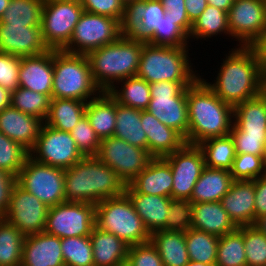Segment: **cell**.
Instances as JSON below:
<instances>
[{"label": "cell", "mask_w": 266, "mask_h": 266, "mask_svg": "<svg viewBox=\"0 0 266 266\" xmlns=\"http://www.w3.org/2000/svg\"><path fill=\"white\" fill-rule=\"evenodd\" d=\"M227 16L231 37L238 46H257L263 40L264 0H234Z\"/></svg>", "instance_id": "cell-15"}, {"label": "cell", "mask_w": 266, "mask_h": 266, "mask_svg": "<svg viewBox=\"0 0 266 266\" xmlns=\"http://www.w3.org/2000/svg\"><path fill=\"white\" fill-rule=\"evenodd\" d=\"M124 32L126 28L117 19L84 11L69 43L62 50L87 55L93 50L114 43Z\"/></svg>", "instance_id": "cell-9"}, {"label": "cell", "mask_w": 266, "mask_h": 266, "mask_svg": "<svg viewBox=\"0 0 266 266\" xmlns=\"http://www.w3.org/2000/svg\"><path fill=\"white\" fill-rule=\"evenodd\" d=\"M41 26L11 25L0 21V52L26 57L48 51Z\"/></svg>", "instance_id": "cell-18"}, {"label": "cell", "mask_w": 266, "mask_h": 266, "mask_svg": "<svg viewBox=\"0 0 266 266\" xmlns=\"http://www.w3.org/2000/svg\"><path fill=\"white\" fill-rule=\"evenodd\" d=\"M21 266H65L61 239L45 231L25 236Z\"/></svg>", "instance_id": "cell-21"}, {"label": "cell", "mask_w": 266, "mask_h": 266, "mask_svg": "<svg viewBox=\"0 0 266 266\" xmlns=\"http://www.w3.org/2000/svg\"><path fill=\"white\" fill-rule=\"evenodd\" d=\"M188 19L193 23L206 9V0H184Z\"/></svg>", "instance_id": "cell-57"}, {"label": "cell", "mask_w": 266, "mask_h": 266, "mask_svg": "<svg viewBox=\"0 0 266 266\" xmlns=\"http://www.w3.org/2000/svg\"><path fill=\"white\" fill-rule=\"evenodd\" d=\"M17 184V177L4 169H0V219H5L8 212L11 193Z\"/></svg>", "instance_id": "cell-55"}, {"label": "cell", "mask_w": 266, "mask_h": 266, "mask_svg": "<svg viewBox=\"0 0 266 266\" xmlns=\"http://www.w3.org/2000/svg\"><path fill=\"white\" fill-rule=\"evenodd\" d=\"M189 36L177 25L167 13L161 19L158 27L145 40L146 43L156 46L190 47Z\"/></svg>", "instance_id": "cell-43"}, {"label": "cell", "mask_w": 266, "mask_h": 266, "mask_svg": "<svg viewBox=\"0 0 266 266\" xmlns=\"http://www.w3.org/2000/svg\"><path fill=\"white\" fill-rule=\"evenodd\" d=\"M51 98L23 87L11 93V106L21 112L45 121L49 112Z\"/></svg>", "instance_id": "cell-42"}, {"label": "cell", "mask_w": 266, "mask_h": 266, "mask_svg": "<svg viewBox=\"0 0 266 266\" xmlns=\"http://www.w3.org/2000/svg\"><path fill=\"white\" fill-rule=\"evenodd\" d=\"M185 241L190 261L216 263L219 237L191 228L185 232Z\"/></svg>", "instance_id": "cell-38"}, {"label": "cell", "mask_w": 266, "mask_h": 266, "mask_svg": "<svg viewBox=\"0 0 266 266\" xmlns=\"http://www.w3.org/2000/svg\"><path fill=\"white\" fill-rule=\"evenodd\" d=\"M142 0H121L125 7L130 11L135 5L139 4Z\"/></svg>", "instance_id": "cell-62"}, {"label": "cell", "mask_w": 266, "mask_h": 266, "mask_svg": "<svg viewBox=\"0 0 266 266\" xmlns=\"http://www.w3.org/2000/svg\"><path fill=\"white\" fill-rule=\"evenodd\" d=\"M204 156L205 166L209 168H232L236 156L233 139L230 135L209 138L198 144Z\"/></svg>", "instance_id": "cell-37"}, {"label": "cell", "mask_w": 266, "mask_h": 266, "mask_svg": "<svg viewBox=\"0 0 266 266\" xmlns=\"http://www.w3.org/2000/svg\"><path fill=\"white\" fill-rule=\"evenodd\" d=\"M95 204L64 202L48 208L45 232L61 238L90 236Z\"/></svg>", "instance_id": "cell-13"}, {"label": "cell", "mask_w": 266, "mask_h": 266, "mask_svg": "<svg viewBox=\"0 0 266 266\" xmlns=\"http://www.w3.org/2000/svg\"><path fill=\"white\" fill-rule=\"evenodd\" d=\"M191 228L222 237L236 230L238 226L229 217L219 201L192 203Z\"/></svg>", "instance_id": "cell-26"}, {"label": "cell", "mask_w": 266, "mask_h": 266, "mask_svg": "<svg viewBox=\"0 0 266 266\" xmlns=\"http://www.w3.org/2000/svg\"><path fill=\"white\" fill-rule=\"evenodd\" d=\"M201 77L187 88L189 131L185 141L190 145L229 135L234 122V108L223 102Z\"/></svg>", "instance_id": "cell-2"}, {"label": "cell", "mask_w": 266, "mask_h": 266, "mask_svg": "<svg viewBox=\"0 0 266 266\" xmlns=\"http://www.w3.org/2000/svg\"><path fill=\"white\" fill-rule=\"evenodd\" d=\"M53 75V49L40 55L21 57L19 87L52 98Z\"/></svg>", "instance_id": "cell-19"}, {"label": "cell", "mask_w": 266, "mask_h": 266, "mask_svg": "<svg viewBox=\"0 0 266 266\" xmlns=\"http://www.w3.org/2000/svg\"><path fill=\"white\" fill-rule=\"evenodd\" d=\"M10 0H0V19L3 13L6 11V8L9 5Z\"/></svg>", "instance_id": "cell-63"}, {"label": "cell", "mask_w": 266, "mask_h": 266, "mask_svg": "<svg viewBox=\"0 0 266 266\" xmlns=\"http://www.w3.org/2000/svg\"><path fill=\"white\" fill-rule=\"evenodd\" d=\"M222 33L231 37L227 12L207 5L203 13L192 23L189 39L202 40L204 38L206 40L214 35L215 37L220 36Z\"/></svg>", "instance_id": "cell-36"}, {"label": "cell", "mask_w": 266, "mask_h": 266, "mask_svg": "<svg viewBox=\"0 0 266 266\" xmlns=\"http://www.w3.org/2000/svg\"><path fill=\"white\" fill-rule=\"evenodd\" d=\"M48 208L35 195L16 184L5 220L18 228L24 236L41 233L46 227Z\"/></svg>", "instance_id": "cell-17"}, {"label": "cell", "mask_w": 266, "mask_h": 266, "mask_svg": "<svg viewBox=\"0 0 266 266\" xmlns=\"http://www.w3.org/2000/svg\"><path fill=\"white\" fill-rule=\"evenodd\" d=\"M265 1V16H264V30H263V38L266 36V0Z\"/></svg>", "instance_id": "cell-65"}, {"label": "cell", "mask_w": 266, "mask_h": 266, "mask_svg": "<svg viewBox=\"0 0 266 266\" xmlns=\"http://www.w3.org/2000/svg\"><path fill=\"white\" fill-rule=\"evenodd\" d=\"M254 226H256L266 236V215L257 218Z\"/></svg>", "instance_id": "cell-61"}, {"label": "cell", "mask_w": 266, "mask_h": 266, "mask_svg": "<svg viewBox=\"0 0 266 266\" xmlns=\"http://www.w3.org/2000/svg\"><path fill=\"white\" fill-rule=\"evenodd\" d=\"M84 11L117 19L125 28L129 21V10L121 0H80Z\"/></svg>", "instance_id": "cell-51"}, {"label": "cell", "mask_w": 266, "mask_h": 266, "mask_svg": "<svg viewBox=\"0 0 266 266\" xmlns=\"http://www.w3.org/2000/svg\"><path fill=\"white\" fill-rule=\"evenodd\" d=\"M65 266H94L90 236L61 238Z\"/></svg>", "instance_id": "cell-44"}, {"label": "cell", "mask_w": 266, "mask_h": 266, "mask_svg": "<svg viewBox=\"0 0 266 266\" xmlns=\"http://www.w3.org/2000/svg\"><path fill=\"white\" fill-rule=\"evenodd\" d=\"M257 48H258L259 53L261 55V60H262V64H263L264 70H266V36L257 45Z\"/></svg>", "instance_id": "cell-60"}, {"label": "cell", "mask_w": 266, "mask_h": 266, "mask_svg": "<svg viewBox=\"0 0 266 266\" xmlns=\"http://www.w3.org/2000/svg\"><path fill=\"white\" fill-rule=\"evenodd\" d=\"M166 10L160 0H142L129 11L126 32L131 36L146 40L158 27Z\"/></svg>", "instance_id": "cell-29"}, {"label": "cell", "mask_w": 266, "mask_h": 266, "mask_svg": "<svg viewBox=\"0 0 266 266\" xmlns=\"http://www.w3.org/2000/svg\"><path fill=\"white\" fill-rule=\"evenodd\" d=\"M228 52L214 83L201 79L223 102L234 108L265 90V70L257 46L237 45Z\"/></svg>", "instance_id": "cell-1"}, {"label": "cell", "mask_w": 266, "mask_h": 266, "mask_svg": "<svg viewBox=\"0 0 266 266\" xmlns=\"http://www.w3.org/2000/svg\"><path fill=\"white\" fill-rule=\"evenodd\" d=\"M85 115L99 139L112 137L116 125V100L106 91L89 100Z\"/></svg>", "instance_id": "cell-30"}, {"label": "cell", "mask_w": 266, "mask_h": 266, "mask_svg": "<svg viewBox=\"0 0 266 266\" xmlns=\"http://www.w3.org/2000/svg\"><path fill=\"white\" fill-rule=\"evenodd\" d=\"M217 266H247L243 226L219 237L216 254Z\"/></svg>", "instance_id": "cell-41"}, {"label": "cell", "mask_w": 266, "mask_h": 266, "mask_svg": "<svg viewBox=\"0 0 266 266\" xmlns=\"http://www.w3.org/2000/svg\"><path fill=\"white\" fill-rule=\"evenodd\" d=\"M21 57L0 52V85L10 93L19 87Z\"/></svg>", "instance_id": "cell-52"}, {"label": "cell", "mask_w": 266, "mask_h": 266, "mask_svg": "<svg viewBox=\"0 0 266 266\" xmlns=\"http://www.w3.org/2000/svg\"><path fill=\"white\" fill-rule=\"evenodd\" d=\"M141 112L142 110L116 102V125L113 136L147 150V137L141 124Z\"/></svg>", "instance_id": "cell-34"}, {"label": "cell", "mask_w": 266, "mask_h": 266, "mask_svg": "<svg viewBox=\"0 0 266 266\" xmlns=\"http://www.w3.org/2000/svg\"><path fill=\"white\" fill-rule=\"evenodd\" d=\"M265 91H266V70H265Z\"/></svg>", "instance_id": "cell-67"}, {"label": "cell", "mask_w": 266, "mask_h": 266, "mask_svg": "<svg viewBox=\"0 0 266 266\" xmlns=\"http://www.w3.org/2000/svg\"><path fill=\"white\" fill-rule=\"evenodd\" d=\"M186 266H217V265H216V263L204 264V263H200V262L189 261V263Z\"/></svg>", "instance_id": "cell-64"}, {"label": "cell", "mask_w": 266, "mask_h": 266, "mask_svg": "<svg viewBox=\"0 0 266 266\" xmlns=\"http://www.w3.org/2000/svg\"><path fill=\"white\" fill-rule=\"evenodd\" d=\"M234 123L245 133L266 134V91L234 107Z\"/></svg>", "instance_id": "cell-33"}, {"label": "cell", "mask_w": 266, "mask_h": 266, "mask_svg": "<svg viewBox=\"0 0 266 266\" xmlns=\"http://www.w3.org/2000/svg\"><path fill=\"white\" fill-rule=\"evenodd\" d=\"M229 135L236 154L266 156V134L245 133L233 122Z\"/></svg>", "instance_id": "cell-48"}, {"label": "cell", "mask_w": 266, "mask_h": 266, "mask_svg": "<svg viewBox=\"0 0 266 266\" xmlns=\"http://www.w3.org/2000/svg\"><path fill=\"white\" fill-rule=\"evenodd\" d=\"M83 12L80 0H44L41 33L48 49L62 50L69 43Z\"/></svg>", "instance_id": "cell-10"}, {"label": "cell", "mask_w": 266, "mask_h": 266, "mask_svg": "<svg viewBox=\"0 0 266 266\" xmlns=\"http://www.w3.org/2000/svg\"><path fill=\"white\" fill-rule=\"evenodd\" d=\"M254 180H234L229 191L221 199L223 209L239 227L255 223Z\"/></svg>", "instance_id": "cell-22"}, {"label": "cell", "mask_w": 266, "mask_h": 266, "mask_svg": "<svg viewBox=\"0 0 266 266\" xmlns=\"http://www.w3.org/2000/svg\"><path fill=\"white\" fill-rule=\"evenodd\" d=\"M188 49L156 46L143 40L137 76L149 84L160 81L195 82L200 74L194 71Z\"/></svg>", "instance_id": "cell-5"}, {"label": "cell", "mask_w": 266, "mask_h": 266, "mask_svg": "<svg viewBox=\"0 0 266 266\" xmlns=\"http://www.w3.org/2000/svg\"><path fill=\"white\" fill-rule=\"evenodd\" d=\"M44 0H10L0 21L11 25L41 26Z\"/></svg>", "instance_id": "cell-39"}, {"label": "cell", "mask_w": 266, "mask_h": 266, "mask_svg": "<svg viewBox=\"0 0 266 266\" xmlns=\"http://www.w3.org/2000/svg\"><path fill=\"white\" fill-rule=\"evenodd\" d=\"M207 4L214 6L222 11L228 12L234 2V0H206Z\"/></svg>", "instance_id": "cell-58"}, {"label": "cell", "mask_w": 266, "mask_h": 266, "mask_svg": "<svg viewBox=\"0 0 266 266\" xmlns=\"http://www.w3.org/2000/svg\"><path fill=\"white\" fill-rule=\"evenodd\" d=\"M166 13L177 21V25L189 36L192 23L188 19L184 0H160Z\"/></svg>", "instance_id": "cell-54"}, {"label": "cell", "mask_w": 266, "mask_h": 266, "mask_svg": "<svg viewBox=\"0 0 266 266\" xmlns=\"http://www.w3.org/2000/svg\"><path fill=\"white\" fill-rule=\"evenodd\" d=\"M126 185L116 172L96 156H84L71 168L64 169L66 202L97 204L125 193Z\"/></svg>", "instance_id": "cell-3"}, {"label": "cell", "mask_w": 266, "mask_h": 266, "mask_svg": "<svg viewBox=\"0 0 266 266\" xmlns=\"http://www.w3.org/2000/svg\"><path fill=\"white\" fill-rule=\"evenodd\" d=\"M163 158L172 170V198L190 200L194 185L205 167L202 150L198 145L185 144L181 149Z\"/></svg>", "instance_id": "cell-16"}, {"label": "cell", "mask_w": 266, "mask_h": 266, "mask_svg": "<svg viewBox=\"0 0 266 266\" xmlns=\"http://www.w3.org/2000/svg\"><path fill=\"white\" fill-rule=\"evenodd\" d=\"M116 85L107 91L116 102L138 110H147L151 99L150 84L147 81L132 76L117 82Z\"/></svg>", "instance_id": "cell-35"}, {"label": "cell", "mask_w": 266, "mask_h": 266, "mask_svg": "<svg viewBox=\"0 0 266 266\" xmlns=\"http://www.w3.org/2000/svg\"><path fill=\"white\" fill-rule=\"evenodd\" d=\"M95 226L114 234L129 246L150 242L151 234L125 193L95 205Z\"/></svg>", "instance_id": "cell-7"}, {"label": "cell", "mask_w": 266, "mask_h": 266, "mask_svg": "<svg viewBox=\"0 0 266 266\" xmlns=\"http://www.w3.org/2000/svg\"><path fill=\"white\" fill-rule=\"evenodd\" d=\"M150 242L159 252L163 266H186L189 263L185 232L158 230L151 233Z\"/></svg>", "instance_id": "cell-31"}, {"label": "cell", "mask_w": 266, "mask_h": 266, "mask_svg": "<svg viewBox=\"0 0 266 266\" xmlns=\"http://www.w3.org/2000/svg\"><path fill=\"white\" fill-rule=\"evenodd\" d=\"M141 124L147 137V150L154 158H163L186 144L179 132L165 126L147 110L141 112Z\"/></svg>", "instance_id": "cell-23"}, {"label": "cell", "mask_w": 266, "mask_h": 266, "mask_svg": "<svg viewBox=\"0 0 266 266\" xmlns=\"http://www.w3.org/2000/svg\"><path fill=\"white\" fill-rule=\"evenodd\" d=\"M247 266H266V236L254 225L243 226Z\"/></svg>", "instance_id": "cell-46"}, {"label": "cell", "mask_w": 266, "mask_h": 266, "mask_svg": "<svg viewBox=\"0 0 266 266\" xmlns=\"http://www.w3.org/2000/svg\"><path fill=\"white\" fill-rule=\"evenodd\" d=\"M87 102L66 98H51L44 124L60 131L71 132L85 115Z\"/></svg>", "instance_id": "cell-32"}, {"label": "cell", "mask_w": 266, "mask_h": 266, "mask_svg": "<svg viewBox=\"0 0 266 266\" xmlns=\"http://www.w3.org/2000/svg\"><path fill=\"white\" fill-rule=\"evenodd\" d=\"M11 106V93L0 85V112Z\"/></svg>", "instance_id": "cell-59"}, {"label": "cell", "mask_w": 266, "mask_h": 266, "mask_svg": "<svg viewBox=\"0 0 266 266\" xmlns=\"http://www.w3.org/2000/svg\"><path fill=\"white\" fill-rule=\"evenodd\" d=\"M192 225V203L187 199H173L169 205L165 230L186 232Z\"/></svg>", "instance_id": "cell-49"}, {"label": "cell", "mask_w": 266, "mask_h": 266, "mask_svg": "<svg viewBox=\"0 0 266 266\" xmlns=\"http://www.w3.org/2000/svg\"><path fill=\"white\" fill-rule=\"evenodd\" d=\"M129 185L137 192L172 198L173 176L164 158H153Z\"/></svg>", "instance_id": "cell-25"}, {"label": "cell", "mask_w": 266, "mask_h": 266, "mask_svg": "<svg viewBox=\"0 0 266 266\" xmlns=\"http://www.w3.org/2000/svg\"><path fill=\"white\" fill-rule=\"evenodd\" d=\"M233 180H255L266 175V156L236 154L230 169Z\"/></svg>", "instance_id": "cell-45"}, {"label": "cell", "mask_w": 266, "mask_h": 266, "mask_svg": "<svg viewBox=\"0 0 266 266\" xmlns=\"http://www.w3.org/2000/svg\"><path fill=\"white\" fill-rule=\"evenodd\" d=\"M53 68L52 98L88 102L102 92L92 78L86 55L53 50Z\"/></svg>", "instance_id": "cell-6"}, {"label": "cell", "mask_w": 266, "mask_h": 266, "mask_svg": "<svg viewBox=\"0 0 266 266\" xmlns=\"http://www.w3.org/2000/svg\"><path fill=\"white\" fill-rule=\"evenodd\" d=\"M44 121L9 106L0 112V132L30 152Z\"/></svg>", "instance_id": "cell-20"}, {"label": "cell", "mask_w": 266, "mask_h": 266, "mask_svg": "<svg viewBox=\"0 0 266 266\" xmlns=\"http://www.w3.org/2000/svg\"><path fill=\"white\" fill-rule=\"evenodd\" d=\"M17 184L48 207L66 202L63 168L37 162L28 156L17 175Z\"/></svg>", "instance_id": "cell-11"}, {"label": "cell", "mask_w": 266, "mask_h": 266, "mask_svg": "<svg viewBox=\"0 0 266 266\" xmlns=\"http://www.w3.org/2000/svg\"><path fill=\"white\" fill-rule=\"evenodd\" d=\"M28 156L26 149L0 132V169L17 177Z\"/></svg>", "instance_id": "cell-47"}, {"label": "cell", "mask_w": 266, "mask_h": 266, "mask_svg": "<svg viewBox=\"0 0 266 266\" xmlns=\"http://www.w3.org/2000/svg\"><path fill=\"white\" fill-rule=\"evenodd\" d=\"M90 239L94 266H117L127 260L130 246L114 234L94 226Z\"/></svg>", "instance_id": "cell-28"}, {"label": "cell", "mask_w": 266, "mask_h": 266, "mask_svg": "<svg viewBox=\"0 0 266 266\" xmlns=\"http://www.w3.org/2000/svg\"><path fill=\"white\" fill-rule=\"evenodd\" d=\"M233 177L230 170L204 167L194 185L191 203L219 202L229 191Z\"/></svg>", "instance_id": "cell-27"}, {"label": "cell", "mask_w": 266, "mask_h": 266, "mask_svg": "<svg viewBox=\"0 0 266 266\" xmlns=\"http://www.w3.org/2000/svg\"><path fill=\"white\" fill-rule=\"evenodd\" d=\"M24 239L18 228L0 219V266H21Z\"/></svg>", "instance_id": "cell-40"}, {"label": "cell", "mask_w": 266, "mask_h": 266, "mask_svg": "<svg viewBox=\"0 0 266 266\" xmlns=\"http://www.w3.org/2000/svg\"><path fill=\"white\" fill-rule=\"evenodd\" d=\"M96 157L112 168L125 185L139 175L154 158L148 150L135 147L115 136L101 139Z\"/></svg>", "instance_id": "cell-12"}, {"label": "cell", "mask_w": 266, "mask_h": 266, "mask_svg": "<svg viewBox=\"0 0 266 266\" xmlns=\"http://www.w3.org/2000/svg\"><path fill=\"white\" fill-rule=\"evenodd\" d=\"M193 83L160 81L150 84L151 99L147 111L184 138L189 131L187 88Z\"/></svg>", "instance_id": "cell-8"}, {"label": "cell", "mask_w": 266, "mask_h": 266, "mask_svg": "<svg viewBox=\"0 0 266 266\" xmlns=\"http://www.w3.org/2000/svg\"><path fill=\"white\" fill-rule=\"evenodd\" d=\"M127 259L133 266H163L159 252L151 242L130 246Z\"/></svg>", "instance_id": "cell-53"}, {"label": "cell", "mask_w": 266, "mask_h": 266, "mask_svg": "<svg viewBox=\"0 0 266 266\" xmlns=\"http://www.w3.org/2000/svg\"><path fill=\"white\" fill-rule=\"evenodd\" d=\"M143 40L124 32L114 43L89 52L92 78L101 91H109L115 83L137 76Z\"/></svg>", "instance_id": "cell-4"}, {"label": "cell", "mask_w": 266, "mask_h": 266, "mask_svg": "<svg viewBox=\"0 0 266 266\" xmlns=\"http://www.w3.org/2000/svg\"><path fill=\"white\" fill-rule=\"evenodd\" d=\"M117 266H133L132 263L127 259L123 262H120Z\"/></svg>", "instance_id": "cell-66"}, {"label": "cell", "mask_w": 266, "mask_h": 266, "mask_svg": "<svg viewBox=\"0 0 266 266\" xmlns=\"http://www.w3.org/2000/svg\"><path fill=\"white\" fill-rule=\"evenodd\" d=\"M29 156L37 162L63 169L71 168L84 157L70 132L60 131L45 124Z\"/></svg>", "instance_id": "cell-14"}, {"label": "cell", "mask_w": 266, "mask_h": 266, "mask_svg": "<svg viewBox=\"0 0 266 266\" xmlns=\"http://www.w3.org/2000/svg\"><path fill=\"white\" fill-rule=\"evenodd\" d=\"M125 194L150 234L165 230L171 197L137 193L129 184L125 187Z\"/></svg>", "instance_id": "cell-24"}, {"label": "cell", "mask_w": 266, "mask_h": 266, "mask_svg": "<svg viewBox=\"0 0 266 266\" xmlns=\"http://www.w3.org/2000/svg\"><path fill=\"white\" fill-rule=\"evenodd\" d=\"M70 134L83 156H96L98 154L101 140L91 127L86 115L82 117Z\"/></svg>", "instance_id": "cell-50"}, {"label": "cell", "mask_w": 266, "mask_h": 266, "mask_svg": "<svg viewBox=\"0 0 266 266\" xmlns=\"http://www.w3.org/2000/svg\"><path fill=\"white\" fill-rule=\"evenodd\" d=\"M255 184V221L266 215V175L254 180Z\"/></svg>", "instance_id": "cell-56"}]
</instances>
